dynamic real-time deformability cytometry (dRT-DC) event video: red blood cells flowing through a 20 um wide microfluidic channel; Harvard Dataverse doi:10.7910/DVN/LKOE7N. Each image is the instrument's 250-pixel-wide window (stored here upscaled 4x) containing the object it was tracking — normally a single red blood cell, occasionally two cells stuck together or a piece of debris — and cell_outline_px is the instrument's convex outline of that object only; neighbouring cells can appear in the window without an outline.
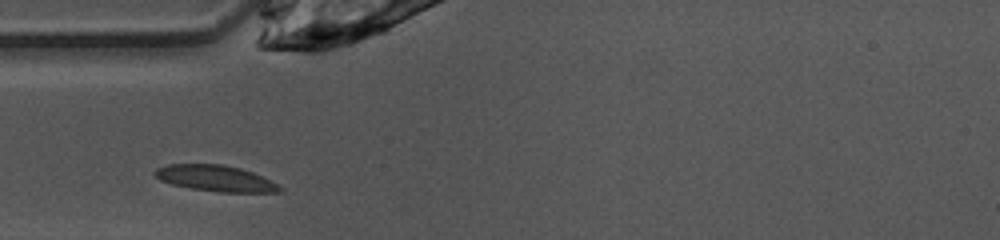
{"species": "common noctule bat (a hibernating species)", "species_latin": "Nyctalus noctula", "temperature_condition": "warm", "stored_images_in_passage": 25, "camera_frame_rate_fps": 3000, "um_per_image_px": 0.085, "animal": {"sex": "female", "body_mass_g": 10.0, "forearm_length_mm": 53.1}, "frame": {"image": 1, "passage_image": 1, "time_ms": 0.0, "image_size_px": [1000, 240], "cell_outline_px": [[284, 188], [280, 192], [220, 192], [192, 188], [172, 184], [160, 180], [152, 172], [156, 168], [168, 164], [224, 164], [240, 168], [252, 172]], "centroid_in_image_um": [18.29, 15.15], "position_along_channel_um": 66.7, "area_um2": 18.79}}
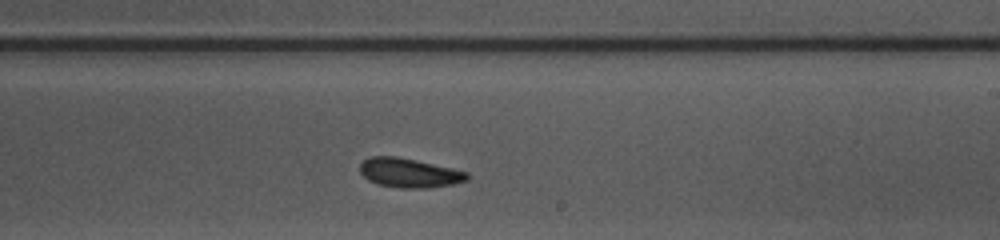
{"frame": {"image": 2, "passage_image": 15, "time_ms": 4.667, "image_size_px": [1000, 240], "cell_outline_px": [[468, 180], [452, 184], [424, 188], [400, 188], [376, 184], [368, 180], [360, 172], [360, 164], [368, 156], [396, 156], [416, 160], [468, 172]], "centroid_in_image_um": [34.74, 14.69], "position_along_channel_um": 254.3, "area_um2": 18.21}}
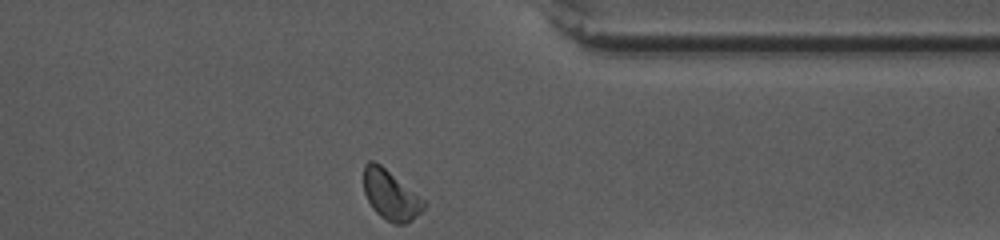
{"frame": {"image": 3, "passage_image": 25, "time_ms": 8.0, "image_size_px": [1000, 240], "cell_outline_px": [[428, 204], [416, 216], [404, 224], [396, 224], [384, 220], [372, 208], [364, 192], [364, 164], [368, 160], [372, 160], [380, 164], [428, 200]], "centroid_in_image_um": [33.24, 16.57], "position_along_channel_um": 378.2, "area_um2": 17.8}}